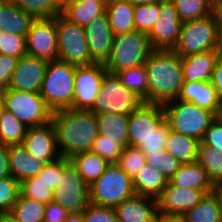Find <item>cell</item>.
Instances as JSON below:
<instances>
[{
	"label": "cell",
	"instance_id": "1",
	"mask_svg": "<svg viewBox=\"0 0 222 222\" xmlns=\"http://www.w3.org/2000/svg\"><path fill=\"white\" fill-rule=\"evenodd\" d=\"M51 122L56 130L59 155L67 159L90 151L99 134L97 117L91 110H57L53 112Z\"/></svg>",
	"mask_w": 222,
	"mask_h": 222
},
{
	"label": "cell",
	"instance_id": "2",
	"mask_svg": "<svg viewBox=\"0 0 222 222\" xmlns=\"http://www.w3.org/2000/svg\"><path fill=\"white\" fill-rule=\"evenodd\" d=\"M148 77V103L177 99L184 83L182 58L173 50H153L144 63Z\"/></svg>",
	"mask_w": 222,
	"mask_h": 222
},
{
	"label": "cell",
	"instance_id": "3",
	"mask_svg": "<svg viewBox=\"0 0 222 222\" xmlns=\"http://www.w3.org/2000/svg\"><path fill=\"white\" fill-rule=\"evenodd\" d=\"M75 70L60 59L48 62L39 94L53 112L72 108Z\"/></svg>",
	"mask_w": 222,
	"mask_h": 222
},
{
	"label": "cell",
	"instance_id": "4",
	"mask_svg": "<svg viewBox=\"0 0 222 222\" xmlns=\"http://www.w3.org/2000/svg\"><path fill=\"white\" fill-rule=\"evenodd\" d=\"M163 108L165 120L171 130L196 138L200 142L211 123L217 118V115L208 109L177 99L163 104Z\"/></svg>",
	"mask_w": 222,
	"mask_h": 222
},
{
	"label": "cell",
	"instance_id": "5",
	"mask_svg": "<svg viewBox=\"0 0 222 222\" xmlns=\"http://www.w3.org/2000/svg\"><path fill=\"white\" fill-rule=\"evenodd\" d=\"M211 50H220V34L213 14L182 23L173 51L181 58Z\"/></svg>",
	"mask_w": 222,
	"mask_h": 222
},
{
	"label": "cell",
	"instance_id": "6",
	"mask_svg": "<svg viewBox=\"0 0 222 222\" xmlns=\"http://www.w3.org/2000/svg\"><path fill=\"white\" fill-rule=\"evenodd\" d=\"M153 51L148 34L131 31L115 36L109 58L104 63L107 72L117 73L143 65Z\"/></svg>",
	"mask_w": 222,
	"mask_h": 222
},
{
	"label": "cell",
	"instance_id": "7",
	"mask_svg": "<svg viewBox=\"0 0 222 222\" xmlns=\"http://www.w3.org/2000/svg\"><path fill=\"white\" fill-rule=\"evenodd\" d=\"M144 101L134 92L126 89L115 73L106 72L98 97L89 109L95 114H117L129 116Z\"/></svg>",
	"mask_w": 222,
	"mask_h": 222
},
{
	"label": "cell",
	"instance_id": "8",
	"mask_svg": "<svg viewBox=\"0 0 222 222\" xmlns=\"http://www.w3.org/2000/svg\"><path fill=\"white\" fill-rule=\"evenodd\" d=\"M135 194L133 179L116 164H110L103 175L89 186V201L97 206L114 208Z\"/></svg>",
	"mask_w": 222,
	"mask_h": 222
},
{
	"label": "cell",
	"instance_id": "9",
	"mask_svg": "<svg viewBox=\"0 0 222 222\" xmlns=\"http://www.w3.org/2000/svg\"><path fill=\"white\" fill-rule=\"evenodd\" d=\"M4 109L11 112L27 128L43 126L52 121L53 111L39 93L7 89Z\"/></svg>",
	"mask_w": 222,
	"mask_h": 222
},
{
	"label": "cell",
	"instance_id": "10",
	"mask_svg": "<svg viewBox=\"0 0 222 222\" xmlns=\"http://www.w3.org/2000/svg\"><path fill=\"white\" fill-rule=\"evenodd\" d=\"M58 57L74 66L95 63L92 60L84 27L66 19L61 13L56 16Z\"/></svg>",
	"mask_w": 222,
	"mask_h": 222
},
{
	"label": "cell",
	"instance_id": "11",
	"mask_svg": "<svg viewBox=\"0 0 222 222\" xmlns=\"http://www.w3.org/2000/svg\"><path fill=\"white\" fill-rule=\"evenodd\" d=\"M52 201L69 213H82L89 205V186L72 161L64 167L59 185L53 190Z\"/></svg>",
	"mask_w": 222,
	"mask_h": 222
},
{
	"label": "cell",
	"instance_id": "12",
	"mask_svg": "<svg viewBox=\"0 0 222 222\" xmlns=\"http://www.w3.org/2000/svg\"><path fill=\"white\" fill-rule=\"evenodd\" d=\"M26 53L30 56L52 61L58 57L56 16L35 18L26 34Z\"/></svg>",
	"mask_w": 222,
	"mask_h": 222
},
{
	"label": "cell",
	"instance_id": "13",
	"mask_svg": "<svg viewBox=\"0 0 222 222\" xmlns=\"http://www.w3.org/2000/svg\"><path fill=\"white\" fill-rule=\"evenodd\" d=\"M164 121L163 105L144 102L129 115L128 146L139 148Z\"/></svg>",
	"mask_w": 222,
	"mask_h": 222
},
{
	"label": "cell",
	"instance_id": "14",
	"mask_svg": "<svg viewBox=\"0 0 222 222\" xmlns=\"http://www.w3.org/2000/svg\"><path fill=\"white\" fill-rule=\"evenodd\" d=\"M182 22L171 0L160 1L158 20L148 34L149 43L153 50H173L176 46Z\"/></svg>",
	"mask_w": 222,
	"mask_h": 222
},
{
	"label": "cell",
	"instance_id": "15",
	"mask_svg": "<svg viewBox=\"0 0 222 222\" xmlns=\"http://www.w3.org/2000/svg\"><path fill=\"white\" fill-rule=\"evenodd\" d=\"M106 72L102 63L76 66L72 108L89 110L93 106Z\"/></svg>",
	"mask_w": 222,
	"mask_h": 222
},
{
	"label": "cell",
	"instance_id": "16",
	"mask_svg": "<svg viewBox=\"0 0 222 222\" xmlns=\"http://www.w3.org/2000/svg\"><path fill=\"white\" fill-rule=\"evenodd\" d=\"M48 61L28 54L19 58L7 89L39 93Z\"/></svg>",
	"mask_w": 222,
	"mask_h": 222
},
{
	"label": "cell",
	"instance_id": "17",
	"mask_svg": "<svg viewBox=\"0 0 222 222\" xmlns=\"http://www.w3.org/2000/svg\"><path fill=\"white\" fill-rule=\"evenodd\" d=\"M22 145L37 160L50 163L60 155L57 149L56 130L52 122L37 127H28Z\"/></svg>",
	"mask_w": 222,
	"mask_h": 222
},
{
	"label": "cell",
	"instance_id": "18",
	"mask_svg": "<svg viewBox=\"0 0 222 222\" xmlns=\"http://www.w3.org/2000/svg\"><path fill=\"white\" fill-rule=\"evenodd\" d=\"M205 194L206 193L200 189L180 188L168 180L167 186L156 198L158 211L184 215L199 204Z\"/></svg>",
	"mask_w": 222,
	"mask_h": 222
},
{
	"label": "cell",
	"instance_id": "19",
	"mask_svg": "<svg viewBox=\"0 0 222 222\" xmlns=\"http://www.w3.org/2000/svg\"><path fill=\"white\" fill-rule=\"evenodd\" d=\"M84 32L92 60L104 64L109 58L115 38L107 14L97 17L85 26Z\"/></svg>",
	"mask_w": 222,
	"mask_h": 222
},
{
	"label": "cell",
	"instance_id": "20",
	"mask_svg": "<svg viewBox=\"0 0 222 222\" xmlns=\"http://www.w3.org/2000/svg\"><path fill=\"white\" fill-rule=\"evenodd\" d=\"M117 222H155L157 199L135 194L114 207Z\"/></svg>",
	"mask_w": 222,
	"mask_h": 222
},
{
	"label": "cell",
	"instance_id": "21",
	"mask_svg": "<svg viewBox=\"0 0 222 222\" xmlns=\"http://www.w3.org/2000/svg\"><path fill=\"white\" fill-rule=\"evenodd\" d=\"M177 100L192 102L217 116L222 113L217 93L211 82L184 81Z\"/></svg>",
	"mask_w": 222,
	"mask_h": 222
},
{
	"label": "cell",
	"instance_id": "22",
	"mask_svg": "<svg viewBox=\"0 0 222 222\" xmlns=\"http://www.w3.org/2000/svg\"><path fill=\"white\" fill-rule=\"evenodd\" d=\"M10 174L18 182L37 176L47 164L31 156L22 144L8 145Z\"/></svg>",
	"mask_w": 222,
	"mask_h": 222
},
{
	"label": "cell",
	"instance_id": "23",
	"mask_svg": "<svg viewBox=\"0 0 222 222\" xmlns=\"http://www.w3.org/2000/svg\"><path fill=\"white\" fill-rule=\"evenodd\" d=\"M220 50H211L182 57L184 81L210 82Z\"/></svg>",
	"mask_w": 222,
	"mask_h": 222
},
{
	"label": "cell",
	"instance_id": "24",
	"mask_svg": "<svg viewBox=\"0 0 222 222\" xmlns=\"http://www.w3.org/2000/svg\"><path fill=\"white\" fill-rule=\"evenodd\" d=\"M107 0H70L61 5V14L78 26L85 27L106 13Z\"/></svg>",
	"mask_w": 222,
	"mask_h": 222
},
{
	"label": "cell",
	"instance_id": "25",
	"mask_svg": "<svg viewBox=\"0 0 222 222\" xmlns=\"http://www.w3.org/2000/svg\"><path fill=\"white\" fill-rule=\"evenodd\" d=\"M169 181L180 188H193L203 190L206 194L215 190L206 171L196 161L181 164L179 169Z\"/></svg>",
	"mask_w": 222,
	"mask_h": 222
},
{
	"label": "cell",
	"instance_id": "26",
	"mask_svg": "<svg viewBox=\"0 0 222 222\" xmlns=\"http://www.w3.org/2000/svg\"><path fill=\"white\" fill-rule=\"evenodd\" d=\"M35 18L22 10L16 3H0V29L3 32L26 37Z\"/></svg>",
	"mask_w": 222,
	"mask_h": 222
},
{
	"label": "cell",
	"instance_id": "27",
	"mask_svg": "<svg viewBox=\"0 0 222 222\" xmlns=\"http://www.w3.org/2000/svg\"><path fill=\"white\" fill-rule=\"evenodd\" d=\"M106 14L115 36L134 31V5L128 0H107Z\"/></svg>",
	"mask_w": 222,
	"mask_h": 222
},
{
	"label": "cell",
	"instance_id": "28",
	"mask_svg": "<svg viewBox=\"0 0 222 222\" xmlns=\"http://www.w3.org/2000/svg\"><path fill=\"white\" fill-rule=\"evenodd\" d=\"M199 143L200 141L196 138L177 133L170 129L165 151L177 159L180 164L192 163L197 160Z\"/></svg>",
	"mask_w": 222,
	"mask_h": 222
},
{
	"label": "cell",
	"instance_id": "29",
	"mask_svg": "<svg viewBox=\"0 0 222 222\" xmlns=\"http://www.w3.org/2000/svg\"><path fill=\"white\" fill-rule=\"evenodd\" d=\"M167 183L168 179L161 172L147 164L133 178L135 193L153 198L161 194Z\"/></svg>",
	"mask_w": 222,
	"mask_h": 222
},
{
	"label": "cell",
	"instance_id": "30",
	"mask_svg": "<svg viewBox=\"0 0 222 222\" xmlns=\"http://www.w3.org/2000/svg\"><path fill=\"white\" fill-rule=\"evenodd\" d=\"M183 216L185 222H222V208L217 191L205 194L200 203Z\"/></svg>",
	"mask_w": 222,
	"mask_h": 222
},
{
	"label": "cell",
	"instance_id": "31",
	"mask_svg": "<svg viewBox=\"0 0 222 222\" xmlns=\"http://www.w3.org/2000/svg\"><path fill=\"white\" fill-rule=\"evenodd\" d=\"M70 160L88 186L96 182L110 165L105 159L91 151L77 154Z\"/></svg>",
	"mask_w": 222,
	"mask_h": 222
},
{
	"label": "cell",
	"instance_id": "32",
	"mask_svg": "<svg viewBox=\"0 0 222 222\" xmlns=\"http://www.w3.org/2000/svg\"><path fill=\"white\" fill-rule=\"evenodd\" d=\"M99 134L128 146L129 116L117 114H96Z\"/></svg>",
	"mask_w": 222,
	"mask_h": 222
},
{
	"label": "cell",
	"instance_id": "33",
	"mask_svg": "<svg viewBox=\"0 0 222 222\" xmlns=\"http://www.w3.org/2000/svg\"><path fill=\"white\" fill-rule=\"evenodd\" d=\"M196 162L206 171L214 187L222 184V151L215 147H207L200 142Z\"/></svg>",
	"mask_w": 222,
	"mask_h": 222
},
{
	"label": "cell",
	"instance_id": "34",
	"mask_svg": "<svg viewBox=\"0 0 222 222\" xmlns=\"http://www.w3.org/2000/svg\"><path fill=\"white\" fill-rule=\"evenodd\" d=\"M27 127L11 112L3 109L0 113V143L3 145L22 144Z\"/></svg>",
	"mask_w": 222,
	"mask_h": 222
},
{
	"label": "cell",
	"instance_id": "35",
	"mask_svg": "<svg viewBox=\"0 0 222 222\" xmlns=\"http://www.w3.org/2000/svg\"><path fill=\"white\" fill-rule=\"evenodd\" d=\"M116 74L126 89L131 90L144 102L148 103V77L144 64L122 70Z\"/></svg>",
	"mask_w": 222,
	"mask_h": 222
},
{
	"label": "cell",
	"instance_id": "36",
	"mask_svg": "<svg viewBox=\"0 0 222 222\" xmlns=\"http://www.w3.org/2000/svg\"><path fill=\"white\" fill-rule=\"evenodd\" d=\"M46 204L19 196L9 213L19 222H43Z\"/></svg>",
	"mask_w": 222,
	"mask_h": 222
},
{
	"label": "cell",
	"instance_id": "37",
	"mask_svg": "<svg viewBox=\"0 0 222 222\" xmlns=\"http://www.w3.org/2000/svg\"><path fill=\"white\" fill-rule=\"evenodd\" d=\"M177 10L180 21L196 20L211 14L209 0H171Z\"/></svg>",
	"mask_w": 222,
	"mask_h": 222
},
{
	"label": "cell",
	"instance_id": "38",
	"mask_svg": "<svg viewBox=\"0 0 222 222\" xmlns=\"http://www.w3.org/2000/svg\"><path fill=\"white\" fill-rule=\"evenodd\" d=\"M160 14V1L134 6L135 30L149 34Z\"/></svg>",
	"mask_w": 222,
	"mask_h": 222
},
{
	"label": "cell",
	"instance_id": "39",
	"mask_svg": "<svg viewBox=\"0 0 222 222\" xmlns=\"http://www.w3.org/2000/svg\"><path fill=\"white\" fill-rule=\"evenodd\" d=\"M16 4L34 18H50L61 13V5L56 0H18Z\"/></svg>",
	"mask_w": 222,
	"mask_h": 222
},
{
	"label": "cell",
	"instance_id": "40",
	"mask_svg": "<svg viewBox=\"0 0 222 222\" xmlns=\"http://www.w3.org/2000/svg\"><path fill=\"white\" fill-rule=\"evenodd\" d=\"M116 165L133 179L146 165V156L139 148L126 146Z\"/></svg>",
	"mask_w": 222,
	"mask_h": 222
},
{
	"label": "cell",
	"instance_id": "41",
	"mask_svg": "<svg viewBox=\"0 0 222 222\" xmlns=\"http://www.w3.org/2000/svg\"><path fill=\"white\" fill-rule=\"evenodd\" d=\"M20 196L48 204L52 202L53 191L35 176L20 182Z\"/></svg>",
	"mask_w": 222,
	"mask_h": 222
},
{
	"label": "cell",
	"instance_id": "42",
	"mask_svg": "<svg viewBox=\"0 0 222 222\" xmlns=\"http://www.w3.org/2000/svg\"><path fill=\"white\" fill-rule=\"evenodd\" d=\"M123 150L124 146L121 143L98 134L90 151L98 154L109 164H116Z\"/></svg>",
	"mask_w": 222,
	"mask_h": 222
},
{
	"label": "cell",
	"instance_id": "43",
	"mask_svg": "<svg viewBox=\"0 0 222 222\" xmlns=\"http://www.w3.org/2000/svg\"><path fill=\"white\" fill-rule=\"evenodd\" d=\"M146 164L161 172L166 179H170L179 169L180 163L165 150L160 153L145 154Z\"/></svg>",
	"mask_w": 222,
	"mask_h": 222
},
{
	"label": "cell",
	"instance_id": "44",
	"mask_svg": "<svg viewBox=\"0 0 222 222\" xmlns=\"http://www.w3.org/2000/svg\"><path fill=\"white\" fill-rule=\"evenodd\" d=\"M20 196V182L12 176L0 178V213L9 212Z\"/></svg>",
	"mask_w": 222,
	"mask_h": 222
},
{
	"label": "cell",
	"instance_id": "45",
	"mask_svg": "<svg viewBox=\"0 0 222 222\" xmlns=\"http://www.w3.org/2000/svg\"><path fill=\"white\" fill-rule=\"evenodd\" d=\"M70 159L59 157L57 160L47 163L42 171L36 176L37 180H41L52 191L59 185L60 177L64 167L70 162Z\"/></svg>",
	"mask_w": 222,
	"mask_h": 222
},
{
	"label": "cell",
	"instance_id": "46",
	"mask_svg": "<svg viewBox=\"0 0 222 222\" xmlns=\"http://www.w3.org/2000/svg\"><path fill=\"white\" fill-rule=\"evenodd\" d=\"M0 54L15 58L26 55L25 36L3 32L0 35Z\"/></svg>",
	"mask_w": 222,
	"mask_h": 222
},
{
	"label": "cell",
	"instance_id": "47",
	"mask_svg": "<svg viewBox=\"0 0 222 222\" xmlns=\"http://www.w3.org/2000/svg\"><path fill=\"white\" fill-rule=\"evenodd\" d=\"M169 132L170 126L165 120L149 137V139L139 147V149L144 154L160 153V151L165 150Z\"/></svg>",
	"mask_w": 222,
	"mask_h": 222
},
{
	"label": "cell",
	"instance_id": "48",
	"mask_svg": "<svg viewBox=\"0 0 222 222\" xmlns=\"http://www.w3.org/2000/svg\"><path fill=\"white\" fill-rule=\"evenodd\" d=\"M82 213L83 222H117L113 207L97 206L89 203Z\"/></svg>",
	"mask_w": 222,
	"mask_h": 222
},
{
	"label": "cell",
	"instance_id": "49",
	"mask_svg": "<svg viewBox=\"0 0 222 222\" xmlns=\"http://www.w3.org/2000/svg\"><path fill=\"white\" fill-rule=\"evenodd\" d=\"M201 143L207 147H215L220 152L222 151V118L220 116H217L211 123Z\"/></svg>",
	"mask_w": 222,
	"mask_h": 222
},
{
	"label": "cell",
	"instance_id": "50",
	"mask_svg": "<svg viewBox=\"0 0 222 222\" xmlns=\"http://www.w3.org/2000/svg\"><path fill=\"white\" fill-rule=\"evenodd\" d=\"M19 58L0 54V89L7 90Z\"/></svg>",
	"mask_w": 222,
	"mask_h": 222
},
{
	"label": "cell",
	"instance_id": "51",
	"mask_svg": "<svg viewBox=\"0 0 222 222\" xmlns=\"http://www.w3.org/2000/svg\"><path fill=\"white\" fill-rule=\"evenodd\" d=\"M68 214L63 206L52 201L46 204L43 222H63Z\"/></svg>",
	"mask_w": 222,
	"mask_h": 222
},
{
	"label": "cell",
	"instance_id": "52",
	"mask_svg": "<svg viewBox=\"0 0 222 222\" xmlns=\"http://www.w3.org/2000/svg\"><path fill=\"white\" fill-rule=\"evenodd\" d=\"M211 84L216 90L219 103L222 107V57L217 59L211 76Z\"/></svg>",
	"mask_w": 222,
	"mask_h": 222
},
{
	"label": "cell",
	"instance_id": "53",
	"mask_svg": "<svg viewBox=\"0 0 222 222\" xmlns=\"http://www.w3.org/2000/svg\"><path fill=\"white\" fill-rule=\"evenodd\" d=\"M9 176H11V174L9 165L8 146L0 143V178Z\"/></svg>",
	"mask_w": 222,
	"mask_h": 222
},
{
	"label": "cell",
	"instance_id": "54",
	"mask_svg": "<svg viewBox=\"0 0 222 222\" xmlns=\"http://www.w3.org/2000/svg\"><path fill=\"white\" fill-rule=\"evenodd\" d=\"M155 222H185V219L181 214H169L158 211Z\"/></svg>",
	"mask_w": 222,
	"mask_h": 222
},
{
	"label": "cell",
	"instance_id": "55",
	"mask_svg": "<svg viewBox=\"0 0 222 222\" xmlns=\"http://www.w3.org/2000/svg\"><path fill=\"white\" fill-rule=\"evenodd\" d=\"M211 13L213 14L219 34L222 33V1L212 4Z\"/></svg>",
	"mask_w": 222,
	"mask_h": 222
},
{
	"label": "cell",
	"instance_id": "56",
	"mask_svg": "<svg viewBox=\"0 0 222 222\" xmlns=\"http://www.w3.org/2000/svg\"><path fill=\"white\" fill-rule=\"evenodd\" d=\"M63 222H83V213H69Z\"/></svg>",
	"mask_w": 222,
	"mask_h": 222
},
{
	"label": "cell",
	"instance_id": "57",
	"mask_svg": "<svg viewBox=\"0 0 222 222\" xmlns=\"http://www.w3.org/2000/svg\"><path fill=\"white\" fill-rule=\"evenodd\" d=\"M0 222H19L9 212L0 213Z\"/></svg>",
	"mask_w": 222,
	"mask_h": 222
},
{
	"label": "cell",
	"instance_id": "58",
	"mask_svg": "<svg viewBox=\"0 0 222 222\" xmlns=\"http://www.w3.org/2000/svg\"><path fill=\"white\" fill-rule=\"evenodd\" d=\"M131 4L135 5H145L149 3L159 2L161 0H128Z\"/></svg>",
	"mask_w": 222,
	"mask_h": 222
},
{
	"label": "cell",
	"instance_id": "59",
	"mask_svg": "<svg viewBox=\"0 0 222 222\" xmlns=\"http://www.w3.org/2000/svg\"><path fill=\"white\" fill-rule=\"evenodd\" d=\"M4 96H5V90L0 89V113L4 109Z\"/></svg>",
	"mask_w": 222,
	"mask_h": 222
},
{
	"label": "cell",
	"instance_id": "60",
	"mask_svg": "<svg viewBox=\"0 0 222 222\" xmlns=\"http://www.w3.org/2000/svg\"><path fill=\"white\" fill-rule=\"evenodd\" d=\"M215 190L219 194L220 202H221V208H222V184L215 187Z\"/></svg>",
	"mask_w": 222,
	"mask_h": 222
},
{
	"label": "cell",
	"instance_id": "61",
	"mask_svg": "<svg viewBox=\"0 0 222 222\" xmlns=\"http://www.w3.org/2000/svg\"><path fill=\"white\" fill-rule=\"evenodd\" d=\"M220 56L222 57V33L220 34Z\"/></svg>",
	"mask_w": 222,
	"mask_h": 222
},
{
	"label": "cell",
	"instance_id": "62",
	"mask_svg": "<svg viewBox=\"0 0 222 222\" xmlns=\"http://www.w3.org/2000/svg\"><path fill=\"white\" fill-rule=\"evenodd\" d=\"M1 2L16 3L18 0H0Z\"/></svg>",
	"mask_w": 222,
	"mask_h": 222
},
{
	"label": "cell",
	"instance_id": "63",
	"mask_svg": "<svg viewBox=\"0 0 222 222\" xmlns=\"http://www.w3.org/2000/svg\"><path fill=\"white\" fill-rule=\"evenodd\" d=\"M219 1H222V0H209V2L212 4L216 3V2H219Z\"/></svg>",
	"mask_w": 222,
	"mask_h": 222
},
{
	"label": "cell",
	"instance_id": "64",
	"mask_svg": "<svg viewBox=\"0 0 222 222\" xmlns=\"http://www.w3.org/2000/svg\"><path fill=\"white\" fill-rule=\"evenodd\" d=\"M60 5H62V0H56Z\"/></svg>",
	"mask_w": 222,
	"mask_h": 222
},
{
	"label": "cell",
	"instance_id": "65",
	"mask_svg": "<svg viewBox=\"0 0 222 222\" xmlns=\"http://www.w3.org/2000/svg\"><path fill=\"white\" fill-rule=\"evenodd\" d=\"M67 1H70V0H62V5H63L64 3H66Z\"/></svg>",
	"mask_w": 222,
	"mask_h": 222
}]
</instances>
